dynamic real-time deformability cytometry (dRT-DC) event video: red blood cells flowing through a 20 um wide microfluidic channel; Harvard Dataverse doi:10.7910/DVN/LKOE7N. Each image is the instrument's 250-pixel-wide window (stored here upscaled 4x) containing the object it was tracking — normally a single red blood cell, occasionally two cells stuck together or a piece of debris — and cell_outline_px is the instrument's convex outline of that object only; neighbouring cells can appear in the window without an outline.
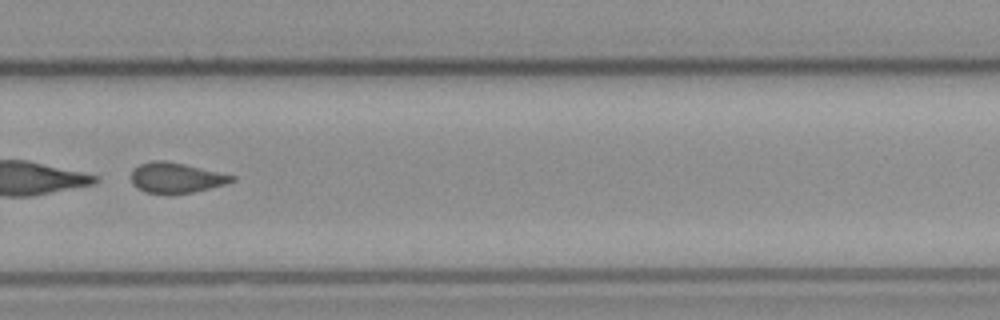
{"species": "common noctule bat (a hibernating species)", "species_latin": "Nyctalus noctula", "temperature_condition": "cold", "stored_images_in_passage": 31, "segment_of_instrument_passage": [2, 2], "camera_frame_rate_fps": 3000, "um_per_image_px": 0.085, "animal": {"sex": "female", "body_mass_g": 21.9}, "frame": {"image": 1, "passage_image": 28, "time_ms": 9.0, "image_size_px": [1000, 320], "cell_outline_px": [[236, 180], [224, 184], [192, 192], [168, 196], [144, 192], [136, 188], [132, 184], [132, 168], [140, 164], [152, 160], [164, 160], [184, 164], [236, 176]], "centroid_in_image_um": [14.91, 15.13], "position_along_channel_um": 314.9, "area_um2": 18.09}}